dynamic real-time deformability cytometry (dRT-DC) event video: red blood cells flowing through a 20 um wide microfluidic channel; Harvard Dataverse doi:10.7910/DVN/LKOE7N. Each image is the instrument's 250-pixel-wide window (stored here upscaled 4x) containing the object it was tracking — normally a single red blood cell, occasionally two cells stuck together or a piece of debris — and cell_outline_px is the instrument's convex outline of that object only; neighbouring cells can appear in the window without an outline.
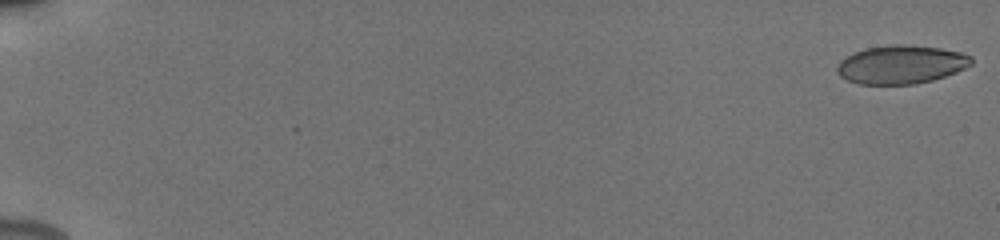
{"species": "human", "species_latin": "Homo sapiens", "temperature_condition": "cold", "stored_images_in_passage": 39, "camera_frame_rate_fps": 3000, "um_per_image_px": 0.085, "donor": {"sex": "male"}, "frame": {"image": 1, "passage_image": 1, "time_ms": 0.0, "image_size_px": [1000, 240], "cell_outline_px": [[972, 64], [956, 72], [932, 80], [916, 84], [860, 84], [848, 80], [840, 76], [836, 72], [836, 68], [840, 60], [856, 52], [868, 48], [892, 44], [904, 44], [940, 48], [960, 52], [972, 56]], "centroid_in_image_um": [76.6, 5.49], "position_along_channel_um": 8.4, "area_um2": 29.94}}
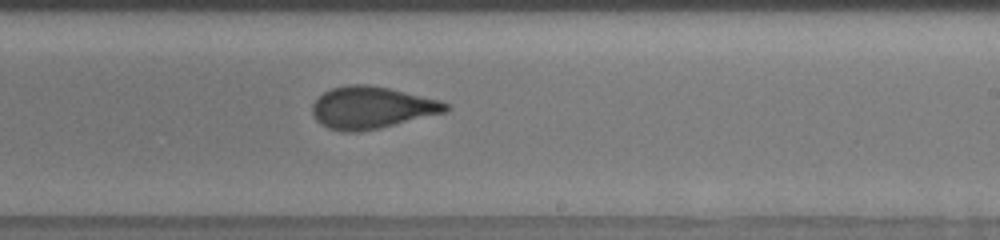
{"frame": {"image": 2, "passage_image": 26, "time_ms": 11.667, "image_size_px": [1000, 240], "cell_outline_px": [[452, 108], [444, 112], [380, 128], [360, 132], [344, 132], [328, 128], [320, 124], [312, 116], [312, 104], [324, 92], [332, 88], [348, 84], [368, 84], [388, 88], [440, 100], [448, 104]], "centroid_in_image_um": [31.56, 9.15], "position_along_channel_um": 257.4, "area_um2": 32.66}}
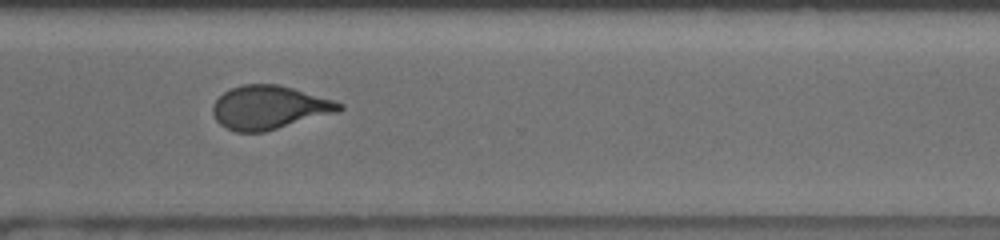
{"frame": {"image": 3, "passage_image": 31, "time_ms": 14.0, "image_size_px": [1000, 240], "cell_outline_px": [[344, 108], [340, 112], [264, 132], [236, 132], [224, 128], [216, 120], [212, 112], [212, 104], [224, 92], [232, 88], [244, 84], [280, 84], [332, 100], [344, 104]], "centroid_in_image_um": [22.89, 9.15], "position_along_channel_um": 347.7, "area_um2": 32.25}, "authors_computed_cell_mechanics": {"area_um2": 32.368, "velocity_mm_per_s": 3.8643, "shape_relaxation_time_tau1_ms": 7.2074, "shape_relaxation_time_tau2_ms": 0.8112, "deformation_change_tau1": 0.1832, "deformation_change_tau2": 0.0529}}